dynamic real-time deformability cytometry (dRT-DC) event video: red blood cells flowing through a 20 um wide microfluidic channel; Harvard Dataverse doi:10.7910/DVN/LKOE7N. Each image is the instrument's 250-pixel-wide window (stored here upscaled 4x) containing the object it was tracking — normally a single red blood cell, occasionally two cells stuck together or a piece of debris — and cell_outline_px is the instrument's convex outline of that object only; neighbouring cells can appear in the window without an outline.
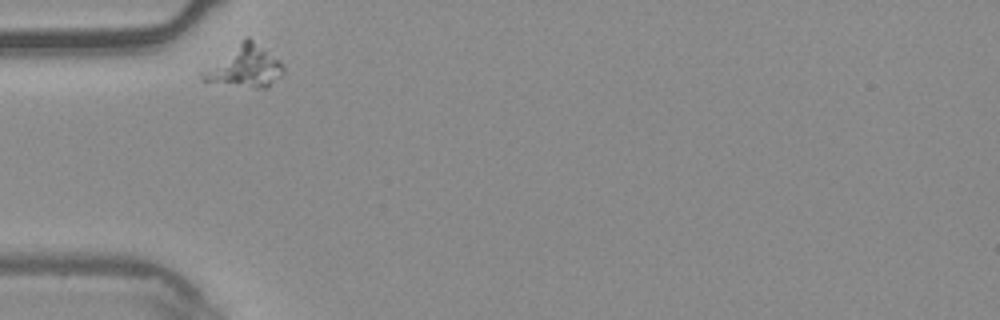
{"species": "common noctule bat (a hibernating species)", "species_latin": "Nyctalus noctula", "temperature_condition": "warm", "stored_images_in_passage": 3, "camera_frame_rate_fps": 3000, "um_per_image_px": 0.085, "animal": {"sex": "male", "body_mass_g": 20.4}, "frame": {"image": 1, "passage_image": 1, "time_ms": 0.0, "image_size_px": [1000, 320], "cell_outline_px": [[284, 72], [268, 88], [256, 88], [200, 80], [200, 72], [244, 36], [248, 36], [280, 60], [284, 64]], "centroid_in_image_um": [20.8, 5.63], "position_along_channel_um": 64.2, "area_um2": 19.77}}
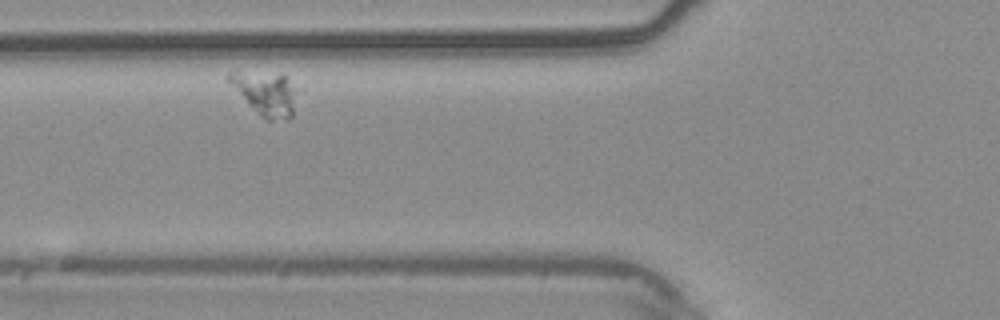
{"frame": {"image": 2, "passage_image": 2, "time_ms": 0.333, "image_size_px": [1000, 320], "cell_outline_px": [[292, 116], [288, 120], [268, 120], [260, 116], [224, 80], [224, 76], [228, 72], [236, 68], [284, 76], [288, 88], [292, 108]], "centroid_in_image_um": [22.3, 7.89], "position_along_channel_um": 103.5, "area_um2": 16.7}}